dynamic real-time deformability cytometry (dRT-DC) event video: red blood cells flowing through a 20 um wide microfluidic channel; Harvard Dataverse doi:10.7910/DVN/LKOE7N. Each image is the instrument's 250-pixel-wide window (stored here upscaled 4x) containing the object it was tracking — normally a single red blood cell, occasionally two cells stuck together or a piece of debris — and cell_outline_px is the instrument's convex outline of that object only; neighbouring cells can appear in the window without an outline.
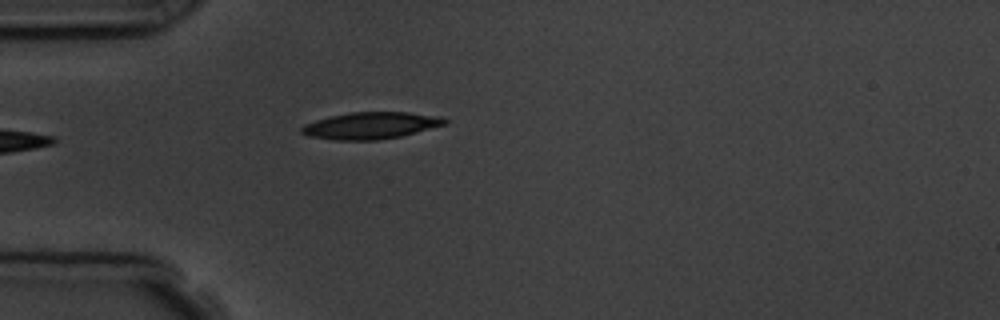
{"species": "common noctule bat (a hibernating species)", "species_latin": "Nyctalus noctula", "temperature_condition": "room temperature", "stored_images_in_passage": 5, "camera_frame_rate_fps": 3000, "um_per_image_px": 0.085, "animal": {"sex": "male", "body_mass_g": 19.5, "forearm_length_mm": 54.6}, "frame": {"image": 1, "passage_image": 5, "time_ms": 4.667, "image_size_px": [1000, 320], "cell_outline_px": [[448, 124], [400, 136], [376, 140], [336, 140], [308, 136], [300, 132], [300, 128], [304, 124], [316, 120], [332, 116], [352, 112], [408, 112], [440, 116], [448, 120]], "centroid_in_image_um": [31.53, 10.67], "position_along_channel_um": 53.5, "area_um2": 22.31}}